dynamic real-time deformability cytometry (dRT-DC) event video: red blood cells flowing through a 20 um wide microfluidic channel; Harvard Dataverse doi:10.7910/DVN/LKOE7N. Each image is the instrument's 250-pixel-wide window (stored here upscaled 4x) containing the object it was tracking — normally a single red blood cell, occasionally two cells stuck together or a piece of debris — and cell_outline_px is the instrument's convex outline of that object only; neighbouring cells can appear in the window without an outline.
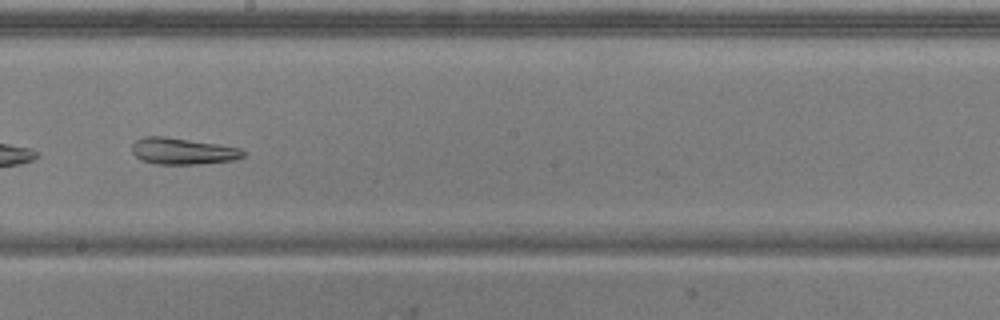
{"species": "common noctule bat (a hibernating species)", "species_latin": "Nyctalus noctula", "temperature_condition": "warm", "stored_images_in_passage": 52, "camera_frame_rate_fps": 3000, "um_per_image_px": 0.085, "animal": {"sex": "male", "body_mass_g": 20.5, "forearm_length_mm": 52.5}, "frame": {"image": 1, "passage_image": 30, "time_ms": 9.667, "image_size_px": [1000, 320], "cell_outline_px": [[244, 156], [232, 160], [200, 164], [156, 164], [140, 160], [132, 152], [132, 144], [136, 140], [144, 136], [164, 136], [216, 144], [240, 148], [244, 152]], "centroid_in_image_um": [15.48, 12.85], "position_along_channel_um": 232.7, "area_um2": 17.05}, "authors_computed_cell_mechanics": {"area_um2": 25.9522, "velocity_mm_per_s": 3.9403, "shape_relaxation_time_tau1_ms": null, "shape_relaxation_time_tau2_ms": 2.2768, "deformation_change_tau1": null, "deformation_change_tau2": 0.1245}}